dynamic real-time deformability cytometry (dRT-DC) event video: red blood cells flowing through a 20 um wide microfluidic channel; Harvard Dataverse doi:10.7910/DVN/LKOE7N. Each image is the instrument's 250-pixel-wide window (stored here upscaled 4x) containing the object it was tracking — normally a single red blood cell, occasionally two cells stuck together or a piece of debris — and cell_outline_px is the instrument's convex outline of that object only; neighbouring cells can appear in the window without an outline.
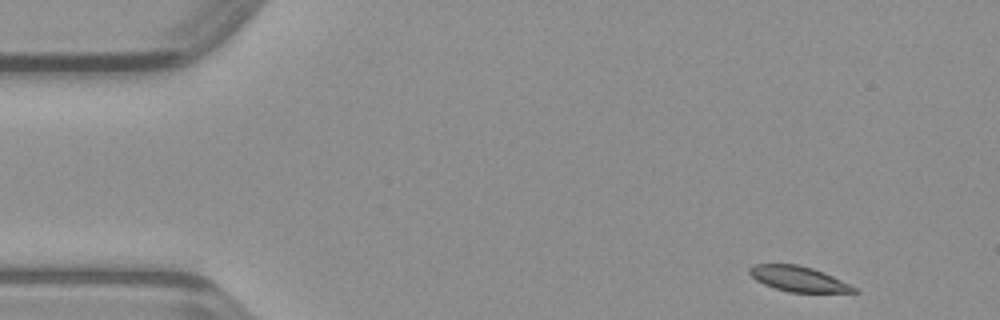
{"species": "common noctule bat (a hibernating species)", "species_latin": "Nyctalus noctula", "temperature_condition": "warm", "stored_images_in_passage": 45, "camera_frame_rate_fps": 3000, "um_per_image_px": 0.085, "animal": {"sex": "male", "body_mass_g": 23.1, "forearm_length_mm": 52.7}, "frame": {"image": 1, "passage_image": 1, "time_ms": 0.0, "image_size_px": [1000, 320], "cell_outline_px": [[860, 292], [788, 292], [764, 284], [756, 280], [748, 272], [748, 268], [752, 264], [796, 264], [812, 268], [832, 276], [856, 288]], "centroid_in_image_um": [67.81, 23.7], "position_along_channel_um": 17.2, "area_um2": 15.14}}
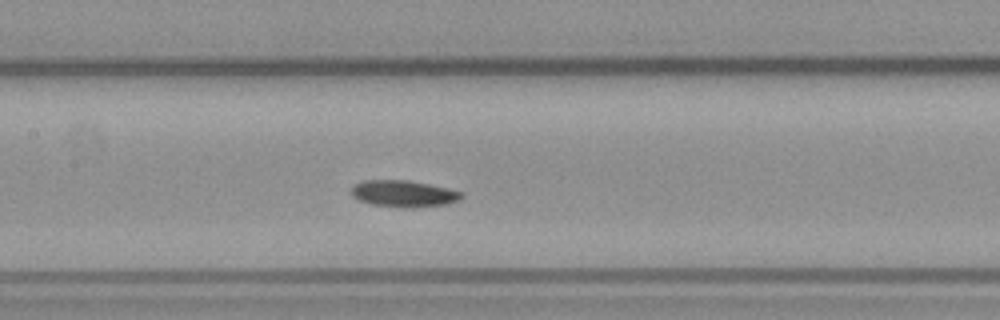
{"frame": {"image": 2, "passage_image": 19, "time_ms": 6.0, "image_size_px": [1000, 320], "cell_outline_px": [[464, 196], [460, 200], [444, 204], [412, 208], [404, 208], [372, 204], [356, 200], [352, 196], [352, 184], [360, 180], [408, 180], [448, 188], [464, 192]], "centroid_in_image_um": [34.28, 16.46], "position_along_channel_um": 173.1, "area_um2": 17.34}}
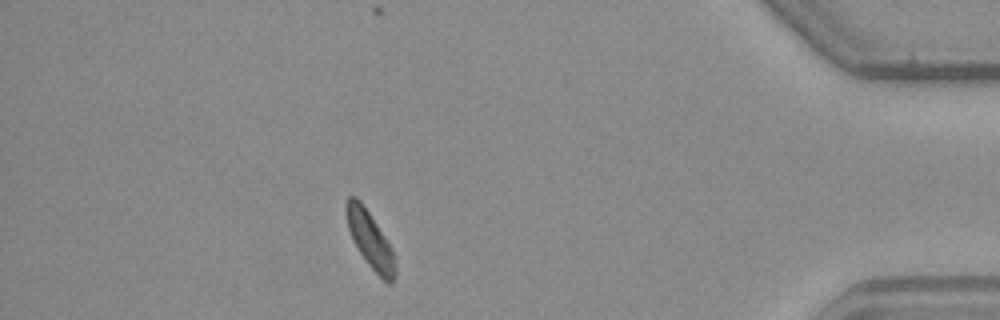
{"frame": {"image": 3, "passage_image": 39, "time_ms": 12.667, "image_size_px": [1000, 320], "cell_outline_px": [[396, 276], [392, 284], [388, 284], [368, 264], [352, 240], [348, 228], [344, 208], [344, 204], [348, 196], [356, 196], [360, 200], [392, 248], [396, 268]], "centroid_in_image_um": [31.44, 20.37], "position_along_channel_um": 403.8, "area_um2": 16.01}}